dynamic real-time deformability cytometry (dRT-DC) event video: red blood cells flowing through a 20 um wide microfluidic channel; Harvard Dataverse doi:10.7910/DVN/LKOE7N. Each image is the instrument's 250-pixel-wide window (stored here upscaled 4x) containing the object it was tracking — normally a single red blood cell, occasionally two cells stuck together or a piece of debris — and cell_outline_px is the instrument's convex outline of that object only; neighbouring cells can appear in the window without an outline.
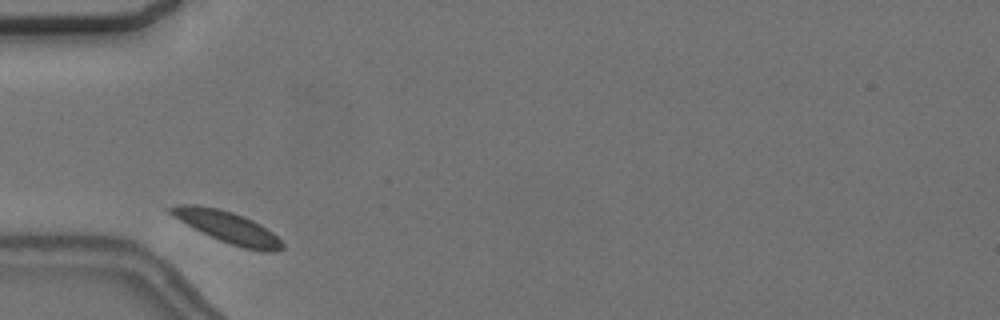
{"species": "common noctule bat (a hibernating species)", "species_latin": "Nyctalus noctula", "temperature_condition": "cold", "stored_images_in_passage": 2, "camera_frame_rate_fps": 3000, "um_per_image_px": 0.085, "animal": {"sex": "female", "body_mass_g": 24.6, "forearm_length_mm": 56.2}, "frame": {"image": 1, "passage_image": 1, "time_ms": 0.0, "image_size_px": [1000, 320], "cell_outline_px": [[284, 248], [276, 252], [264, 252], [244, 248], [220, 240], [172, 216], [164, 208], [176, 204], [196, 204], [220, 208], [244, 216], [260, 224], [272, 232], [284, 244]], "centroid_in_image_um": [19.34, 19.28], "position_along_channel_um": 65.7, "area_um2": 20.4}}